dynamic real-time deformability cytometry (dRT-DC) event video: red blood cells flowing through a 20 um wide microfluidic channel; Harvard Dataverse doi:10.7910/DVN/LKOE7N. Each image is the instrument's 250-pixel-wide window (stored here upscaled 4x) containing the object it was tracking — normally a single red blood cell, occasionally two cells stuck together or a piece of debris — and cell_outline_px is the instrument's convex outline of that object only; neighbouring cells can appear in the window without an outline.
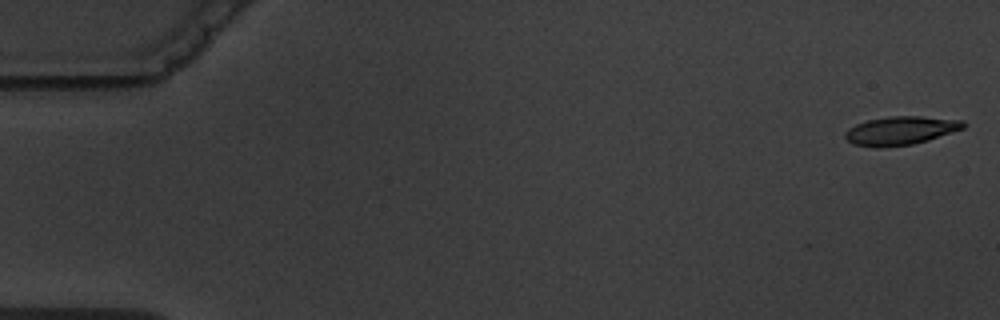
{"species": "common noctule bat (a hibernating species)", "species_latin": "Nyctalus noctula", "temperature_condition": "warm", "stored_images_in_passage": 4, "camera_frame_rate_fps": 3000, "um_per_image_px": 0.085, "animal": {"sex": "male", "body_mass_g": 19.5, "forearm_length_mm": 54.6}, "frame": {"image": 1, "passage_image": 1, "time_ms": 0.0, "image_size_px": [1000, 320], "cell_outline_px": [[968, 124], [964, 128], [928, 140], [912, 144], [880, 148], [876, 148], [852, 144], [844, 136], [844, 132], [848, 128], [856, 124], [868, 120], [888, 116], [920, 116], [964, 120]], "centroid_in_image_um": [76.55, 11.1], "position_along_channel_um": 8.5, "area_um2": 19.83}}